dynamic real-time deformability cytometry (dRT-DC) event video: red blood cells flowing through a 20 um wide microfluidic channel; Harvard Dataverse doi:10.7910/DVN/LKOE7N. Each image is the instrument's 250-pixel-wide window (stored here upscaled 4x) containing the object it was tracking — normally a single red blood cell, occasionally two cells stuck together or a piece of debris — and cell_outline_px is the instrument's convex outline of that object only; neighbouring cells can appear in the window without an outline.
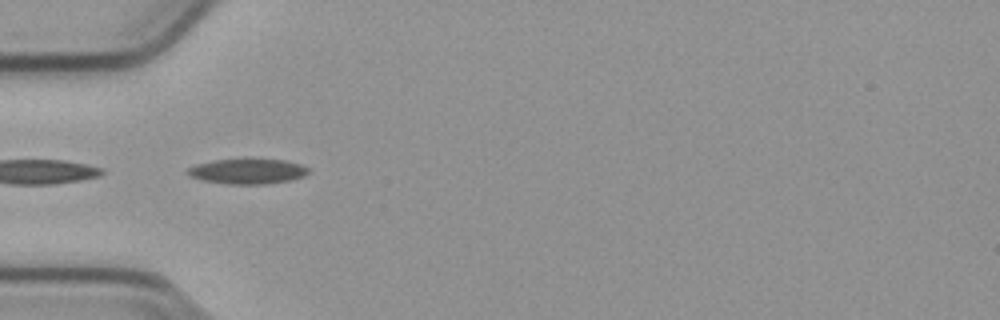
{"species": "common noctule bat (a hibernating species)", "species_latin": "Nyctalus noctula", "temperature_condition": "cold", "stored_images_in_passage": 29, "camera_frame_rate_fps": 3000, "um_per_image_px": 0.085, "animal": {"sex": "male", "body_mass_g": 23.1, "forearm_length_mm": 52.7}, "frame": {"image": 1, "passage_image": 1, "time_ms": 0.0, "image_size_px": [1000, 320], "cell_outline_px": [[308, 172], [304, 176], [292, 180], [264, 184], [228, 184], [204, 180], [188, 176], [188, 168], [196, 164], [216, 160], [284, 160], [300, 164], [308, 168]], "centroid_in_image_um": [21.05, 14.58], "position_along_channel_um": 63.9, "area_um2": 17.34}}
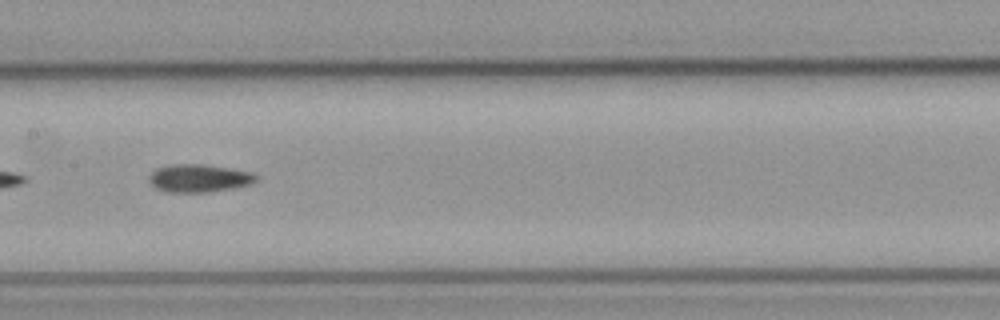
{"frame": {"image": 2, "passage_image": 11, "time_ms": 3.333, "image_size_px": [1000, 320], "cell_outline_px": [[260, 176], [252, 184], [236, 188], [208, 192], [164, 192], [156, 188], [148, 180], [148, 176], [156, 168], [168, 164], [200, 164], [252, 172]], "centroid_in_image_um": [16.91, 15.15], "position_along_channel_um": 190.5, "area_um2": 17.57}}
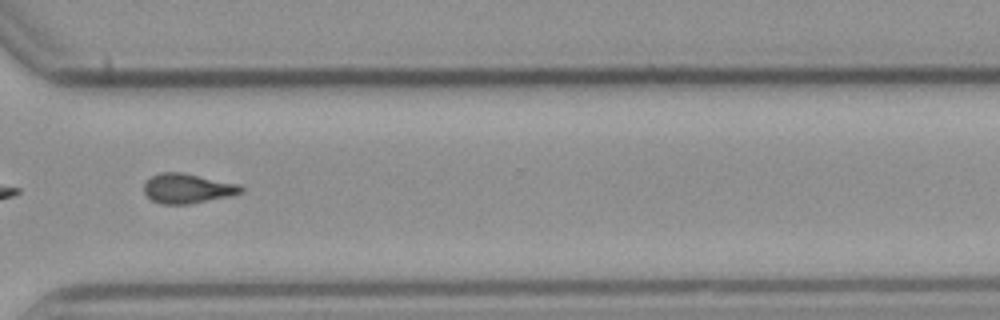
{"frame": {"image": 3, "passage_image": 24, "time_ms": 7.667, "image_size_px": [1000, 320], "cell_outline_px": [[244, 192], [232, 196], [188, 204], [160, 204], [152, 200], [144, 192], [144, 184], [152, 176], [160, 172], [184, 172], [240, 184], [244, 188]], "centroid_in_image_um": [15.98, 16.01], "position_along_channel_um": 354.6, "area_um2": 16.99}, "authors_computed_cell_mechanics": {"area_um2": 16.9354, "velocity_mm_per_s": 3.7967, "shape_relaxation_time_tau1_ms": 7.6286, "shape_relaxation_time_tau2_ms": 6.9515, "deformation_change_tau1": 0.1677, "deformation_change_tau2": 0.1512}}